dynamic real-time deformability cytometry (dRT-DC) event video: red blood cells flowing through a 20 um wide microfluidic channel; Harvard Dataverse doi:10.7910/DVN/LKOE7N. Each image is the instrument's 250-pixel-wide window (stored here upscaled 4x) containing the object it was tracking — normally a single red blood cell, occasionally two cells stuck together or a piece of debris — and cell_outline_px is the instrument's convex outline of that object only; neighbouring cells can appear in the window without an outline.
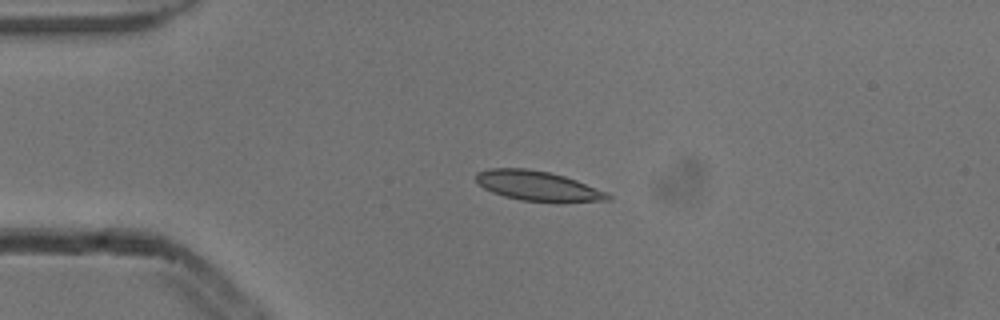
{"species": "common noctule bat (a hibernating species)", "species_latin": "Nyctalus noctula", "temperature_condition": "cold", "stored_images_in_passage": 4, "camera_frame_rate_fps": 3000, "um_per_image_px": 0.085, "animal": {"sex": "male", "body_mass_g": 13.3}, "frame": {"image": 1, "passage_image": 3, "time_ms": 0.667, "image_size_px": [1000, 320], "cell_outline_px": [[612, 200], [560, 204], [520, 200], [504, 196], [492, 192], [484, 188], [476, 180], [476, 172], [488, 168], [528, 168], [548, 172], [564, 176], [576, 180], [608, 192], [612, 196]], "centroid_in_image_um": [45.79, 15.84], "position_along_channel_um": 39.2, "area_um2": 23.58}}